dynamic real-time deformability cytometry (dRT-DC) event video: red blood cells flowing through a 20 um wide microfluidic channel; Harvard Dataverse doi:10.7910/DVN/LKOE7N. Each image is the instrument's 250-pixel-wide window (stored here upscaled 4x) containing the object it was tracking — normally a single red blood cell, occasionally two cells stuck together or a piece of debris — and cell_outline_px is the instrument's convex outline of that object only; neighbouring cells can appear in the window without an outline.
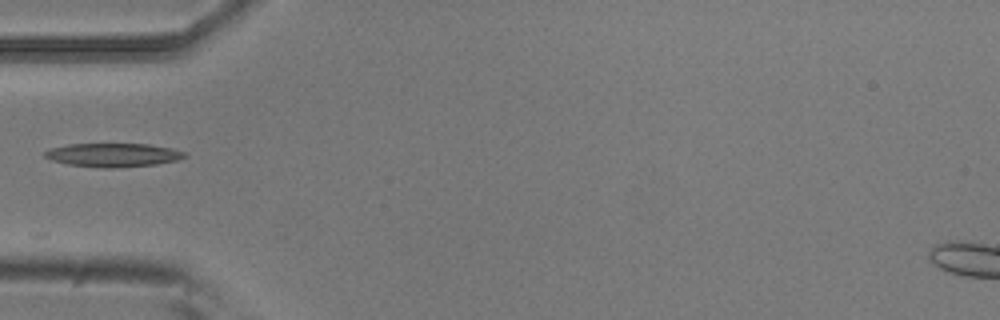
{"species": "common noctule bat (a hibernating species)", "species_latin": "Nyctalus noctula", "temperature_condition": "room temperature", "stored_images_in_passage": 1, "camera_frame_rate_fps": 3000, "um_per_image_px": 0.085, "animal": {"sex": "male", "body_mass_g": 20.5, "forearm_length_mm": 52.5}, "frame": {"image": 1, "passage_image": 1, "time_ms": 0.0, "image_size_px": [1000, 320], "cell_outline_px": [[188, 156], [176, 160], [156, 164], [112, 168], [104, 168], [68, 164], [52, 160], [44, 156], [44, 152], [48, 148], [68, 144], [148, 144], [172, 148], [184, 152]], "centroid_in_image_um": [9.59, 13.17], "position_along_channel_um": 75.4, "area_um2": 19.19}}